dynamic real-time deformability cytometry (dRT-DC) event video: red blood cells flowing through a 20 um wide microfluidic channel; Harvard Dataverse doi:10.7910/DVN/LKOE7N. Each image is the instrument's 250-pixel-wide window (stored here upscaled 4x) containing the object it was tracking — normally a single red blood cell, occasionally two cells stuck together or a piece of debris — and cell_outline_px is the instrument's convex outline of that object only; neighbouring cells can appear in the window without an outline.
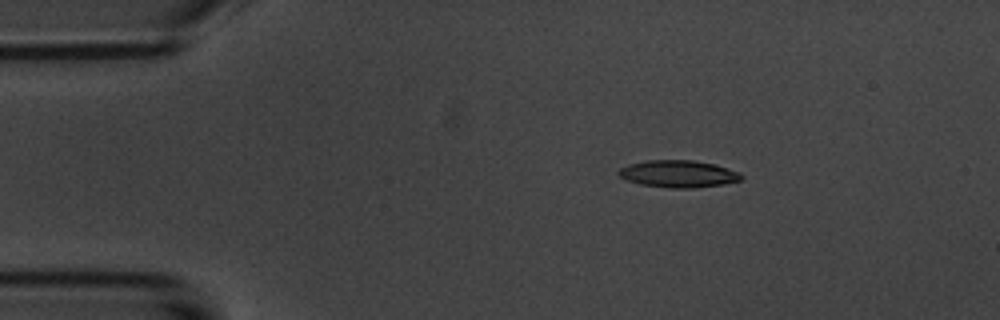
{"species": "common noctule bat (a hibernating species)", "species_latin": "Nyctalus noctula", "temperature_condition": "room temperature", "stored_images_in_passage": 6, "camera_frame_rate_fps": 3000, "um_per_image_px": 0.085, "animal": {"sex": "male", "body_mass_g": 20.1, "forearm_length_mm": 53.5}, "frame": {"image": 1, "passage_image": 3, "time_ms": 2.667, "image_size_px": [1000, 320], "cell_outline_px": [[744, 176], [740, 180], [724, 184], [692, 188], [672, 188], [640, 184], [628, 180], [620, 176], [616, 172], [620, 168], [628, 164], [648, 160], [692, 160], [716, 164], [740, 172]], "centroid_in_image_um": [57.68, 14.77], "position_along_channel_um": 27.3, "area_um2": 19.42}}
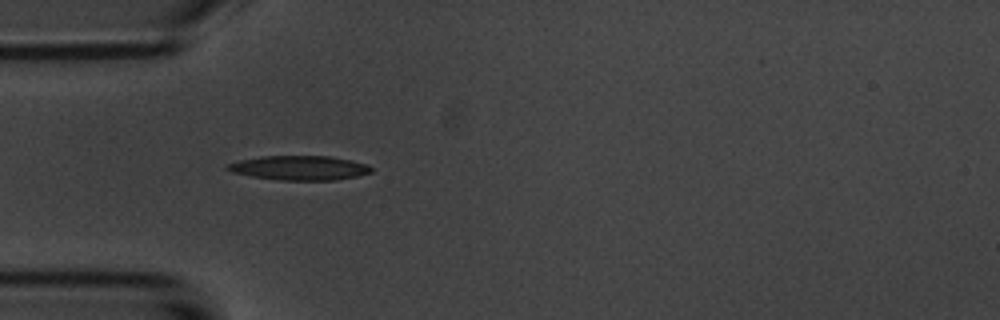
{"frame": {"image": 2, "passage_image": 5, "time_ms": 5.0, "image_size_px": [1000, 320], "cell_outline_px": [[372, 172], [356, 176], [336, 180], [280, 180], [252, 176], [232, 172], [224, 168], [228, 164], [240, 160], [260, 156], [328, 156], [352, 160], [368, 164], [372, 168]], "centroid_in_image_um": [25.47, 14.26], "position_along_channel_um": 59.5, "area_um2": 20.4}}
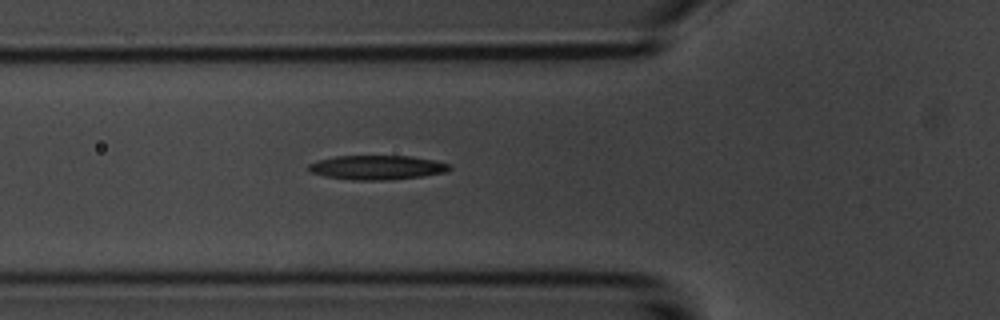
{"frame": {"image": 3, "passage_image": 6, "time_ms": 6.0, "image_size_px": [1000, 320], "cell_outline_px": [[452, 168], [448, 172], [420, 176], [384, 180], [352, 180], [324, 176], [308, 172], [308, 164], [316, 160], [336, 156], [412, 156], [436, 160], [452, 164]], "centroid_in_image_um": [32.05, 14.23], "position_along_channel_um": 93.8, "area_um2": 20.17}}